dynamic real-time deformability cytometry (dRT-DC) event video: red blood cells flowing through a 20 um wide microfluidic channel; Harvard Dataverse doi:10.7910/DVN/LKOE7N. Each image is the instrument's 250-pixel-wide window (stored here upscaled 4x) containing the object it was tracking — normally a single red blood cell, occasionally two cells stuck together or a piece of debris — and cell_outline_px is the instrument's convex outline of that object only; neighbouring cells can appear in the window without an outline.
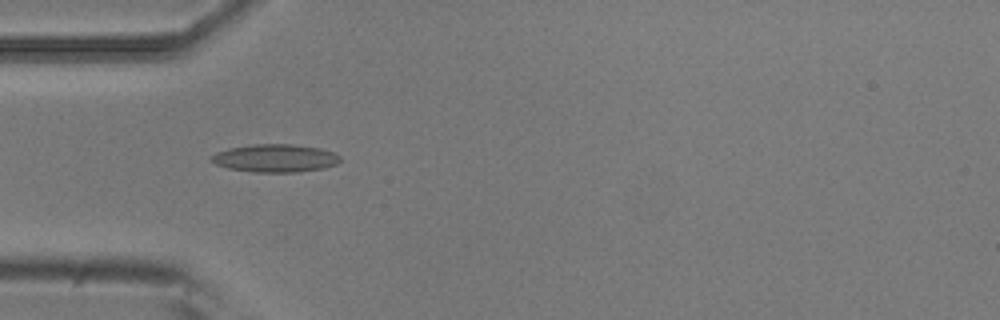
{"species": "common noctule bat (a hibernating species)", "species_latin": "Nyctalus noctula", "temperature_condition": "room temperature", "stored_images_in_passage": 6, "camera_frame_rate_fps": 3000, "um_per_image_px": 0.085, "animal": {"sex": "male", "body_mass_g": 20.5, "forearm_length_mm": 52.5}, "frame": {"image": 1, "passage_image": 5, "time_ms": 1.333, "image_size_px": [1000, 320], "cell_outline_px": [[340, 160], [336, 164], [324, 168], [296, 172], [252, 172], [228, 168], [216, 164], [208, 160], [216, 152], [228, 148], [252, 144], [292, 144], [320, 148], [332, 152], [340, 156]], "centroid_in_image_um": [23.36, 13.44], "position_along_channel_um": 61.6, "area_um2": 20.98}}
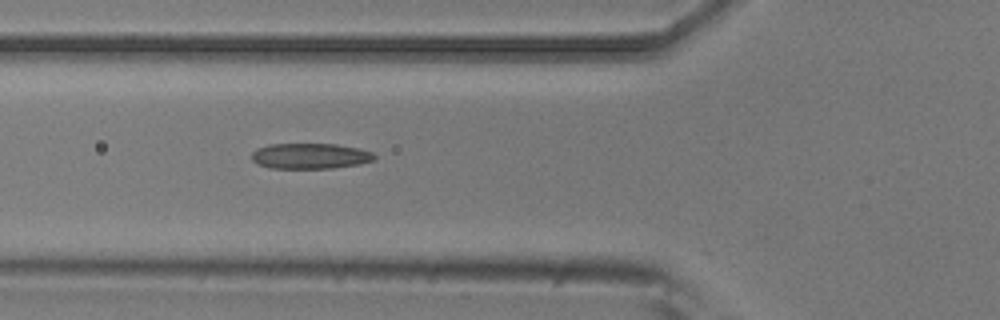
{"frame": {"image": 2, "passage_image": 6, "time_ms": 1.667, "image_size_px": [1000, 320], "cell_outline_px": [[376, 156], [372, 160], [360, 164], [332, 168], [272, 168], [256, 164], [252, 160], [252, 152], [256, 148], [268, 144], [336, 144], [360, 148], [372, 152]], "centroid_in_image_um": [26.34, 13.25], "position_along_channel_um": 99.5, "area_um2": 18.38}}